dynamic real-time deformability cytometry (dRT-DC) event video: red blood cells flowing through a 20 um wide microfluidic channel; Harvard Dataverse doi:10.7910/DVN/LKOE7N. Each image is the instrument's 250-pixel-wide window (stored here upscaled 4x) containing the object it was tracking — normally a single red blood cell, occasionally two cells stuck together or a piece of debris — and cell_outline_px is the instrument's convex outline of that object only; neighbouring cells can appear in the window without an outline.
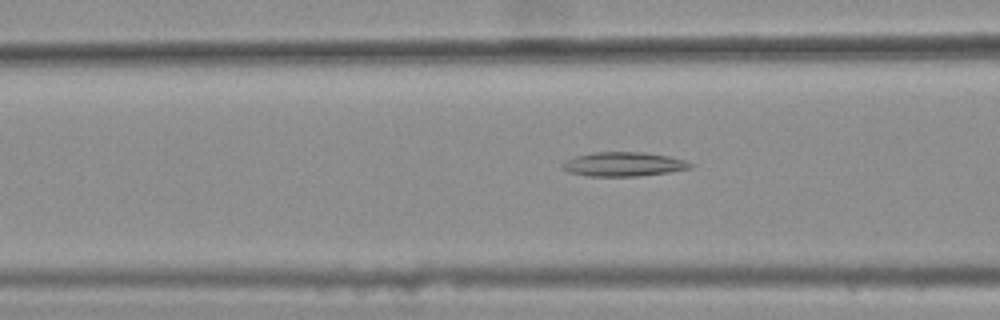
{"species": "common noctule bat (a hibernating species)", "species_latin": "Nyctalus noctula", "temperature_condition": "warm", "stored_images_in_passage": 47, "camera_frame_rate_fps": 3000, "um_per_image_px": 0.085, "animal": {"sex": "female", "body_mass_g": 25.1}, "frame": {"image": 1, "passage_image": 20, "time_ms": 6.333, "image_size_px": [1000, 320], "cell_outline_px": [[692, 168], [668, 172], [636, 176], [588, 176], [568, 172], [560, 168], [560, 164], [576, 156], [592, 152], [644, 152], [668, 156], [684, 160], [692, 164]], "centroid_in_image_um": [52.96, 13.95], "position_along_channel_um": 113.6, "area_um2": 17.98}}
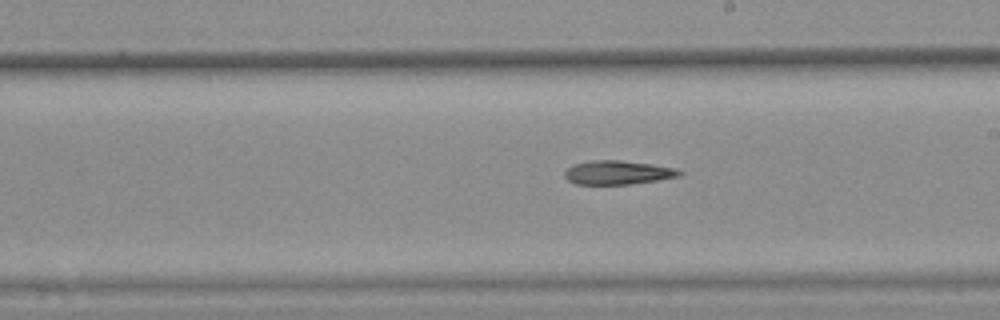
{"frame": {"image": 2, "passage_image": 30, "time_ms": 9.667, "image_size_px": [1000, 320], "cell_outline_px": [[684, 172], [680, 176], [656, 180], [628, 184], [576, 184], [568, 180], [564, 176], [564, 172], [572, 164], [588, 160], [620, 160], [652, 164], [676, 168]], "centroid_in_image_um": [52.49, 14.65], "position_along_channel_um": 236.5, "area_um2": 16.01}}
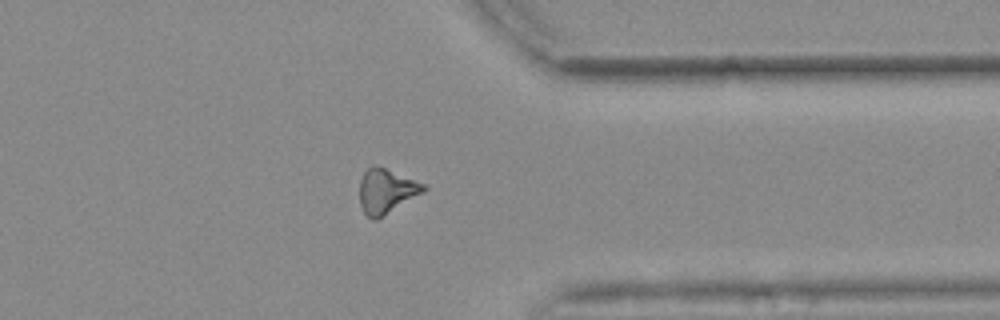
{"frame": {"image": 3, "passage_image": 42, "time_ms": 13.667, "image_size_px": [1000, 320], "cell_outline_px": [[428, 188], [424, 192], [376, 220], [372, 220], [364, 212], [360, 204], [360, 180], [364, 172], [368, 168], [384, 168], [424, 184]], "centroid_in_image_um": [32.83, 16.28], "position_along_channel_um": 378.6, "area_um2": 16.13}}